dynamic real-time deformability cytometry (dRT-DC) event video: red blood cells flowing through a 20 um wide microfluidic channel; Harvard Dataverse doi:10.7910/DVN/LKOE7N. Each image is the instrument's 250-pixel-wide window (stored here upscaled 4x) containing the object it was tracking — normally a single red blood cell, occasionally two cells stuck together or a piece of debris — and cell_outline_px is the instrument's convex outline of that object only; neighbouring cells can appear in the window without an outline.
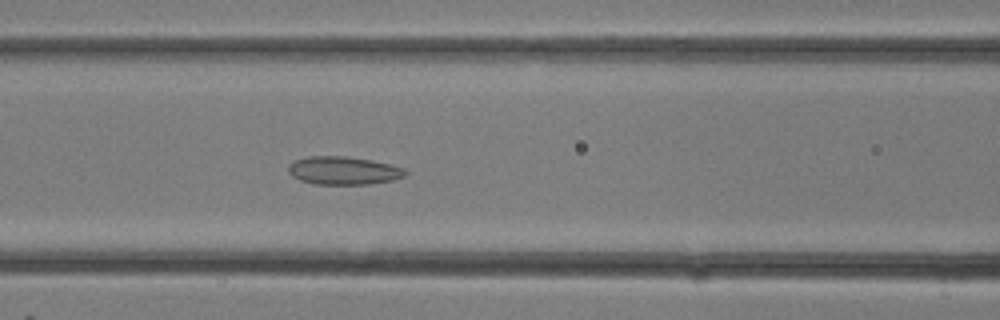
{"species": "common noctule bat (a hibernating species)", "species_latin": "Nyctalus noctula", "temperature_condition": "room temperature", "stored_images_in_passage": 13, "camera_frame_rate_fps": 3000, "um_per_image_px": 0.085, "animal": {"sex": "female"}, "frame": {"image": 1, "passage_image": 13, "time_ms": 4.0, "image_size_px": [1000, 320], "cell_outline_px": [[408, 172], [404, 176], [392, 180], [368, 184], [316, 184], [300, 180], [292, 176], [288, 172], [288, 164], [296, 160], [308, 156], [348, 156], [372, 160], [404, 168]], "centroid_in_image_um": [29.18, 14.49], "position_along_channel_um": 137.4, "area_um2": 19.13}}